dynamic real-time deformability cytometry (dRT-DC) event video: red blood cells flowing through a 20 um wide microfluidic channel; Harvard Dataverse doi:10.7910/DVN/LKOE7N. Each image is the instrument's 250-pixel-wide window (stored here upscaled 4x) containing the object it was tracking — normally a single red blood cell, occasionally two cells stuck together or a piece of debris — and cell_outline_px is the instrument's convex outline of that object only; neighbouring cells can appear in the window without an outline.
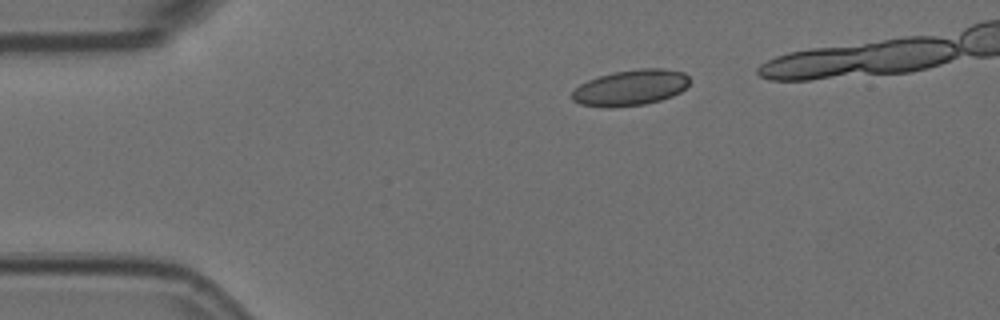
{"species": "Egyptian fruit bat (a non-hibernating species)", "species_latin": "Rousettus aegyptiacus", "temperature_condition": "room temperature", "stored_images_in_passage": 37, "camera_frame_rate_fps": 3000, "um_per_image_px": 0.085, "animal": {"sex": "female"}, "frame": {"image": 1, "passage_image": 1, "time_ms": 0.0, "image_size_px": [1000, 320], "cell_outline_px": [[688, 84], [680, 92], [672, 96], [660, 100], [644, 104], [612, 108], [608, 108], [580, 104], [572, 100], [572, 92], [580, 84], [588, 80], [612, 72], [640, 68], [664, 68], [684, 72], [688, 76]], "centroid_in_image_um": [53.59, 7.45], "position_along_channel_um": 31.4, "area_um2": 24.57}}
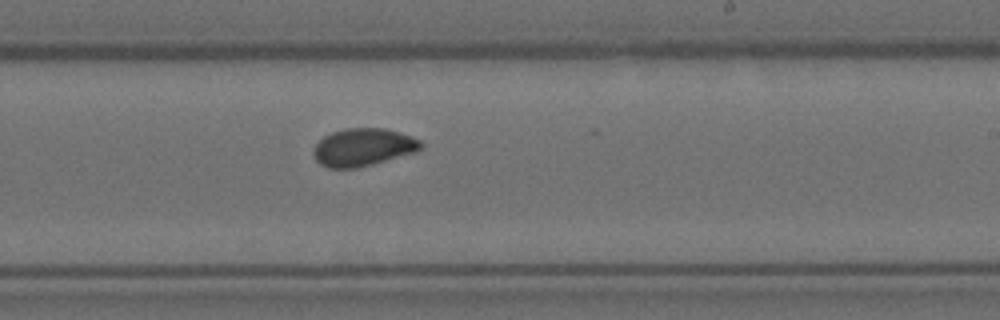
{"frame": {"image": 2, "passage_image": 24, "time_ms": 7.667, "image_size_px": [1000, 320], "cell_outline_px": [[424, 144], [416, 152], [372, 164], [356, 168], [328, 168], [320, 164], [316, 160], [312, 152], [312, 148], [324, 136], [332, 132], [348, 128], [384, 128], [400, 132], [420, 140]], "centroid_in_image_um": [30.85, 12.51], "position_along_channel_um": 258.2, "area_um2": 23.58}}
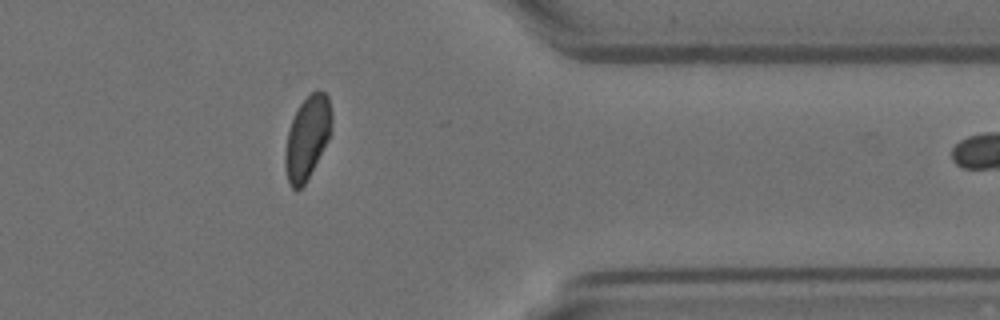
{"frame": {"image": 3, "passage_image": 36, "time_ms": 11.667, "image_size_px": [1000, 320], "cell_outline_px": [[332, 132], [328, 140], [304, 184], [300, 188], [292, 188], [288, 180], [284, 164], [284, 152], [288, 132], [292, 120], [300, 104], [316, 88], [324, 92], [328, 96], [332, 116]], "centroid_in_image_um": [26.13, 11.66], "position_along_channel_um": 385.3, "area_um2": 22.25}}